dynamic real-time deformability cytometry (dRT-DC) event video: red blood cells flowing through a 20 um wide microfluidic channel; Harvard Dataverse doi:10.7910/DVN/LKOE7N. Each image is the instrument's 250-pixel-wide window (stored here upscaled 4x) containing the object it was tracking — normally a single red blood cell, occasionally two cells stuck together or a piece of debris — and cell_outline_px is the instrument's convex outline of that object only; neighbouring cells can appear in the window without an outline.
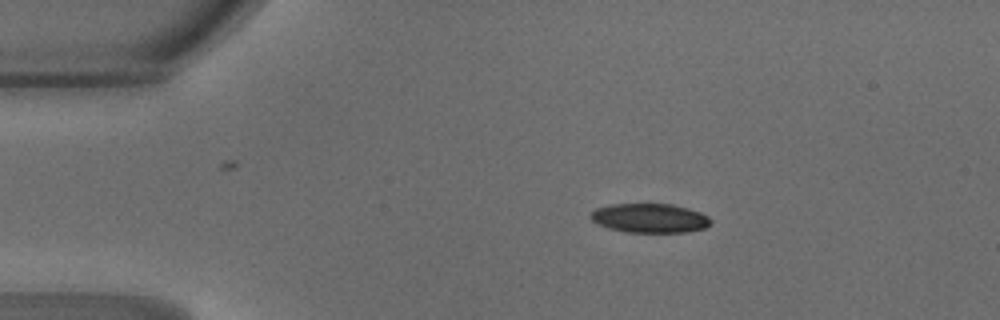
{"species": "common noctule bat (a hibernating species)", "species_latin": "Nyctalus noctula", "temperature_condition": "warm", "stored_images_in_passage": 40, "camera_frame_rate_fps": 3000, "um_per_image_px": 0.085, "animal": {"sex": "male", "body_mass_g": 18.8}, "frame": {"image": 1, "passage_image": 1, "time_ms": 0.0, "image_size_px": [1000, 320], "cell_outline_px": [[712, 224], [704, 228], [688, 232], [628, 232], [608, 228], [592, 220], [588, 216], [596, 208], [608, 204], [672, 204], [688, 208], [700, 212], [708, 216], [712, 220]], "centroid_in_image_um": [55.25, 18.53], "position_along_channel_um": 29.8, "area_um2": 20.52}}
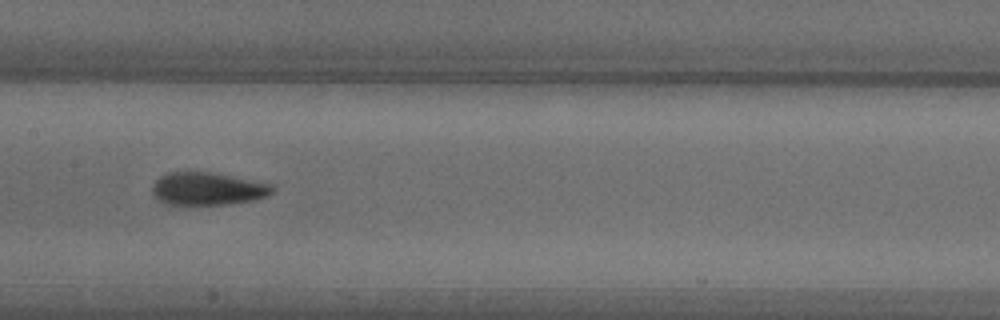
{"frame": {"image": 2, "passage_image": 16, "time_ms": 5.0, "image_size_px": [1000, 320], "cell_outline_px": [[276, 188], [268, 196], [256, 200], [232, 204], [164, 204], [152, 192], [152, 184], [160, 176], [168, 172], [208, 172], [272, 184]], "centroid_in_image_um": [17.67, 16.05], "position_along_channel_um": 189.7, "area_um2": 22.83}}
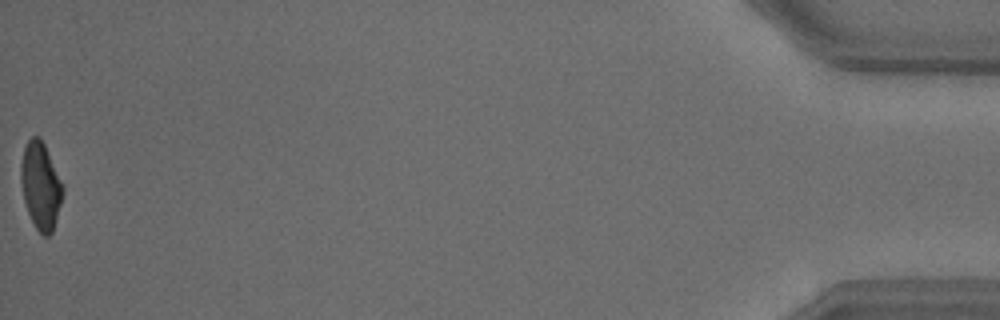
{"frame": {"image": 3, "passage_image": 40, "time_ms": 13.0, "image_size_px": [1000, 320], "cell_outline_px": [[64, 192], [56, 220], [52, 232], [48, 236], [44, 236], [36, 228], [28, 212], [24, 200], [20, 180], [20, 164], [24, 148], [28, 140], [32, 136], [40, 136], [44, 144], [64, 188]], "centroid_in_image_um": [3.44, 15.78], "position_along_channel_um": 431.8, "area_um2": 21.04}, "authors_computed_cell_mechanics": {"area_um2": 22.1374, "velocity_mm_per_s": 4.2597, "shape_relaxation_time_tau1_ms": 5.9864, "shape_relaxation_time_tau2_ms": 2.0396, "deformation_change_tau1": 0.1842, "deformation_change_tau2": 0.0955}}